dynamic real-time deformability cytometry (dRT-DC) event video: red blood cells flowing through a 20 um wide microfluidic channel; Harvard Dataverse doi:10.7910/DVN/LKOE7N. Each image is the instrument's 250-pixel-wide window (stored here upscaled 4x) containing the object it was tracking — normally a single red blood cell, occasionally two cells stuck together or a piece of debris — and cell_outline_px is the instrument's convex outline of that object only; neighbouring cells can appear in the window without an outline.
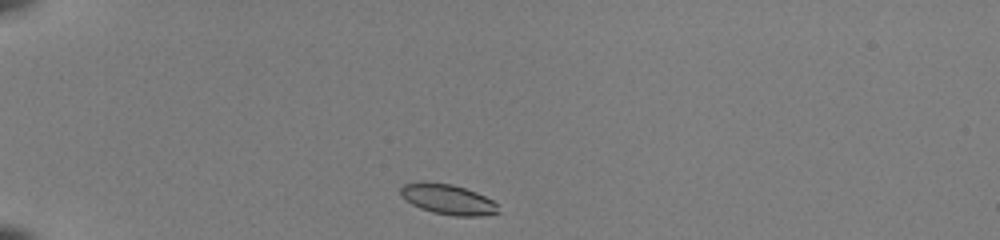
{"species": "common noctule bat (a hibernating species)", "species_latin": "Nyctalus noctula", "temperature_condition": "room temperature", "stored_images_in_passage": 37, "camera_frame_rate_fps": 3000, "um_per_image_px": 0.085, "animal": {"sex": "female", "body_mass_g": 22.0, "forearm_length_mm": 56.7}, "frame": {"image": 1, "passage_image": 1, "time_ms": 0.0, "image_size_px": [1000, 240], "cell_outline_px": [[500, 212], [484, 216], [456, 216], [432, 212], [420, 208], [404, 200], [400, 196], [400, 188], [404, 184], [452, 184], [476, 192], [500, 204]], "centroid_in_image_um": [38.14, 16.99], "position_along_channel_um": 46.9, "area_um2": 16.94}}
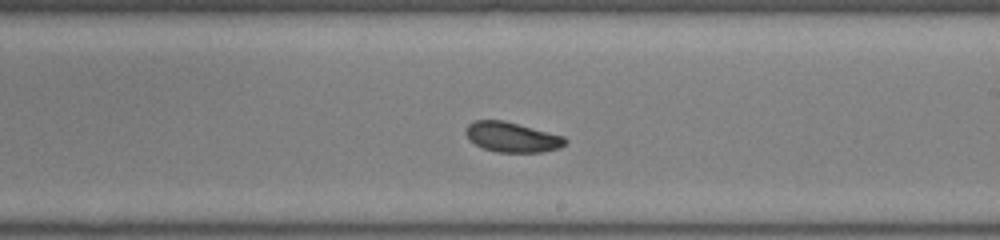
{"frame": {"image": 2, "passage_image": 19, "time_ms": 6.0, "image_size_px": [1000, 240], "cell_outline_px": [[568, 140], [560, 148], [540, 152], [496, 152], [484, 148], [468, 140], [464, 132], [464, 128], [468, 124], [476, 120], [504, 120], [564, 136]], "centroid_in_image_um": [43.49, 11.65], "position_along_channel_um": 245.5, "area_um2": 17.46}}
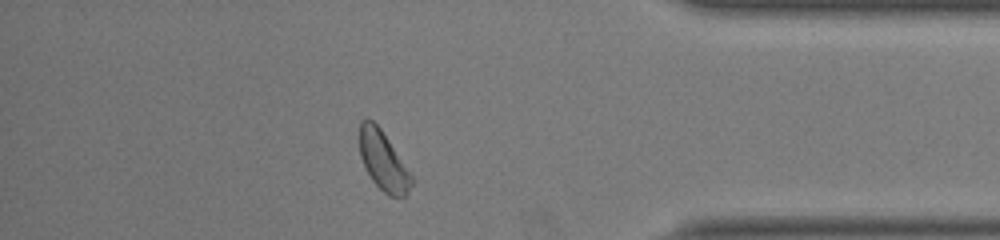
{"frame": {"image": 3, "passage_image": 32, "time_ms": 10.333, "image_size_px": [1000, 240], "cell_outline_px": [[412, 184], [408, 192], [404, 196], [388, 196], [372, 180], [360, 156], [360, 120], [364, 116], [372, 120], [380, 128], [412, 176]], "centroid_in_image_um": [32.55, 13.65], "position_along_channel_um": 402.6, "area_um2": 17.46}, "authors_computed_cell_mechanics": {"area_um2": 17.8024, "velocity_mm_per_s": 4.0406, "shape_relaxation_time_tau1_ms": 2.5143, "shape_relaxation_time_tau2_ms": 1.7018, "deformation_change_tau1": 0.1027, "deformation_change_tau2": 0.0623}}